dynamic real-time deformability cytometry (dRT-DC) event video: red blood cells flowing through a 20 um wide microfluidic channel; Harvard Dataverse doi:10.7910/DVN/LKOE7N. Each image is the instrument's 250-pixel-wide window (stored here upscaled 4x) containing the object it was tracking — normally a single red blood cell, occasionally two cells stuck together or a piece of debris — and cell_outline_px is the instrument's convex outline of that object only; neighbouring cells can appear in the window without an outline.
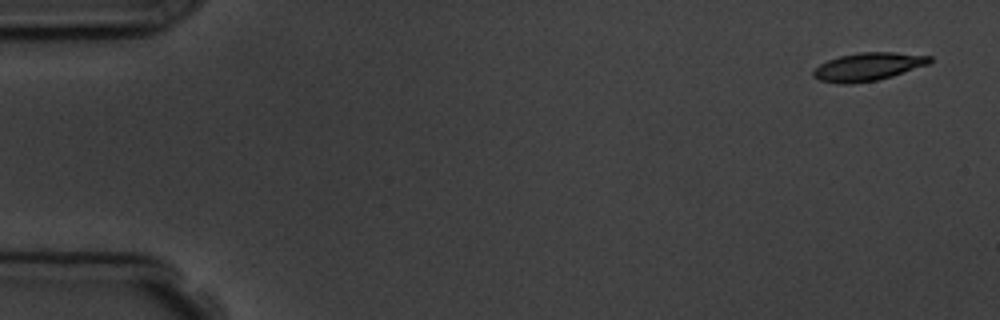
{"species": "common noctule bat (a hibernating species)", "species_latin": "Nyctalus noctula", "temperature_condition": "room temperature", "stored_images_in_passage": 4, "camera_frame_rate_fps": 3000, "um_per_image_px": 0.085, "animal": {"sex": "male", "body_mass_g": 19.5, "forearm_length_mm": 54.6}, "frame": {"image": 1, "passage_image": 1, "time_ms": 0.0, "image_size_px": [1000, 320], "cell_outline_px": [[932, 60], [928, 64], [892, 76], [876, 80], [852, 84], [840, 84], [820, 80], [812, 76], [812, 72], [820, 64], [828, 60], [840, 56], [860, 52], [892, 52], [932, 56]], "centroid_in_image_um": [73.76, 5.67], "position_along_channel_um": 11.2, "area_um2": 18.9}}
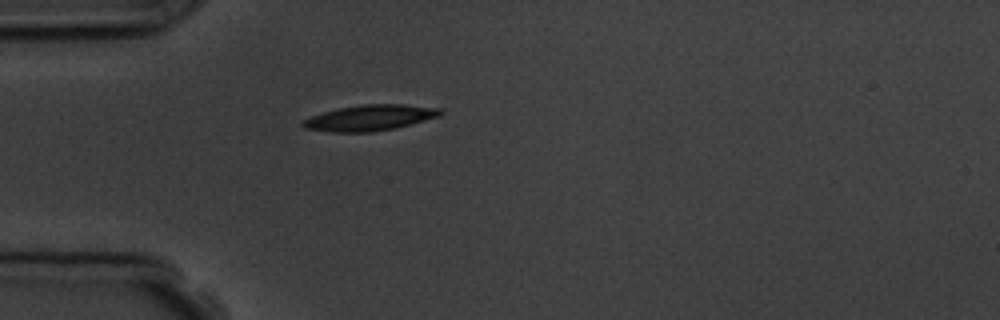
{"frame": {"image": 2, "passage_image": 4, "time_ms": 4.333, "image_size_px": [1000, 320], "cell_outline_px": [[444, 112], [440, 116], [392, 128], [368, 132], [332, 132], [304, 128], [300, 124], [304, 120], [312, 116], [324, 112], [340, 108], [364, 104], [404, 104], [444, 108]], "centroid_in_image_um": [31.47, 10.0], "position_along_channel_um": 53.5, "area_um2": 20.4}}